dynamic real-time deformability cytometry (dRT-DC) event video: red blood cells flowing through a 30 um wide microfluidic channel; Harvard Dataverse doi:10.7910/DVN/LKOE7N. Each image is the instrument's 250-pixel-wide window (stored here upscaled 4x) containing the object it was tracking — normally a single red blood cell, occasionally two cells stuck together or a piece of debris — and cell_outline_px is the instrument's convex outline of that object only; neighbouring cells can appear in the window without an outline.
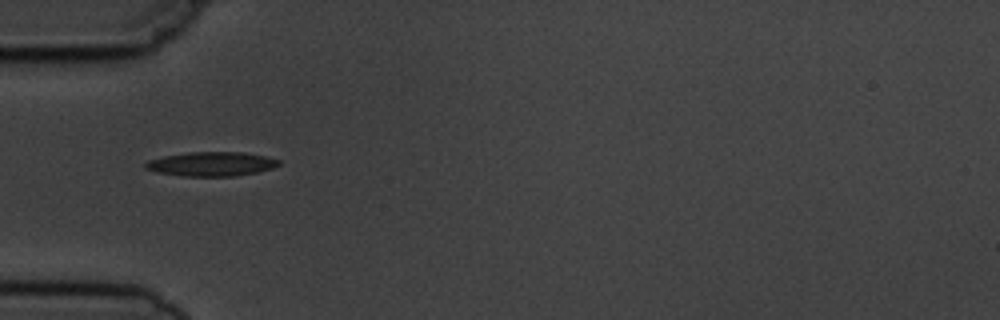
{"species": "common noctule bat (a hibernating species)", "species_latin": "Nyctalus noctula", "temperature_condition": "cold", "stored_images_in_passage": 6, "camera_frame_rate_fps": 3000, "um_per_image_px": 0.085, "animal": {"sex": "male", "body_mass_g": 19.5, "forearm_length_mm": 54.6}, "frame": {"image": 1, "passage_image": 4, "time_ms": 4.333, "image_size_px": [1000, 320], "cell_outline_px": [[280, 164], [272, 168], [256, 172], [236, 176], [184, 176], [160, 172], [144, 168], [144, 164], [148, 160], [164, 156], [188, 152], [244, 152], [264, 156], [280, 160]], "centroid_in_image_um": [17.97, 13.93], "position_along_channel_um": 67.0, "area_um2": 18.67}}
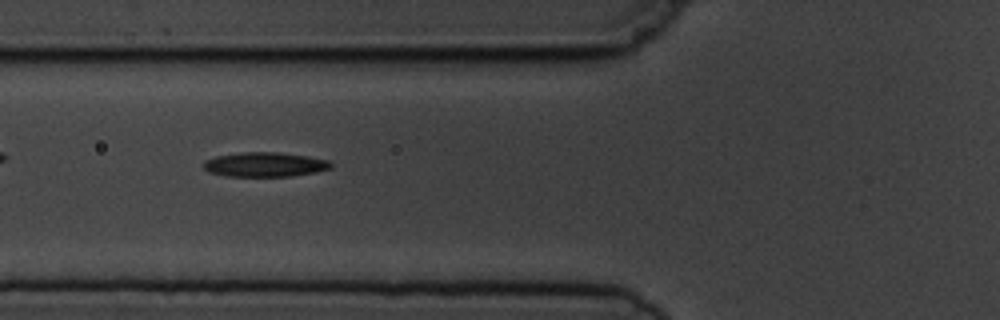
{"frame": {"image": 2, "passage_image": 5, "time_ms": 5.333, "image_size_px": [1000, 320], "cell_outline_px": [[332, 168], [316, 172], [292, 176], [228, 176], [208, 172], [204, 168], [204, 160], [216, 156], [244, 152], [276, 152], [308, 156], [328, 160], [332, 164]], "centroid_in_image_um": [22.52, 13.98], "position_along_channel_um": 103.3, "area_um2": 18.15}}
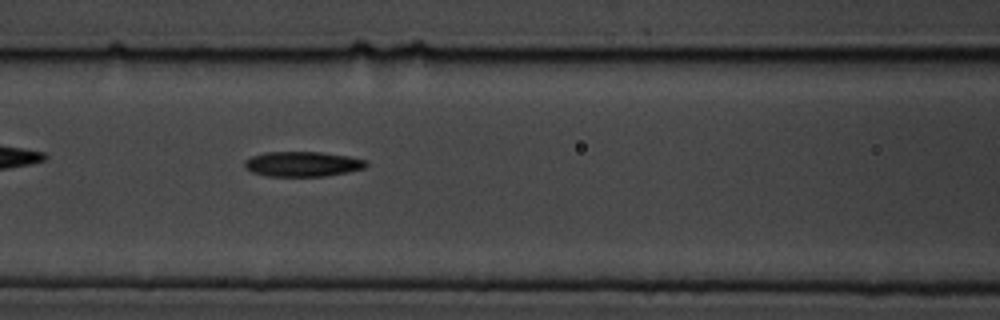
{"frame": {"image": 3, "passage_image": 6, "time_ms": 6.333, "image_size_px": [1000, 320], "cell_outline_px": [[368, 164], [364, 168], [348, 172], [324, 176], [268, 176], [252, 172], [244, 164], [244, 160], [252, 156], [264, 152], [320, 152], [348, 156], [364, 160]], "centroid_in_image_um": [25.71, 13.94], "position_along_channel_um": 140.9, "area_um2": 17.57}}